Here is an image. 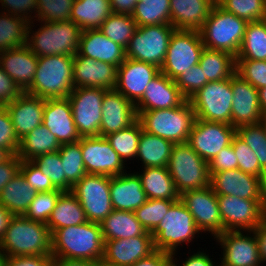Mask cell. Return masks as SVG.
I'll list each match as a JSON object with an SVG mask.
<instances>
[{
    "label": "cell",
    "mask_w": 266,
    "mask_h": 266,
    "mask_svg": "<svg viewBox=\"0 0 266 266\" xmlns=\"http://www.w3.org/2000/svg\"><path fill=\"white\" fill-rule=\"evenodd\" d=\"M52 234L43 222L24 215L13 216L0 241V255L4 257L51 255Z\"/></svg>",
    "instance_id": "obj_1"
},
{
    "label": "cell",
    "mask_w": 266,
    "mask_h": 266,
    "mask_svg": "<svg viewBox=\"0 0 266 266\" xmlns=\"http://www.w3.org/2000/svg\"><path fill=\"white\" fill-rule=\"evenodd\" d=\"M52 257L96 261L103 257L104 239L99 223L87 221L52 233Z\"/></svg>",
    "instance_id": "obj_2"
},
{
    "label": "cell",
    "mask_w": 266,
    "mask_h": 266,
    "mask_svg": "<svg viewBox=\"0 0 266 266\" xmlns=\"http://www.w3.org/2000/svg\"><path fill=\"white\" fill-rule=\"evenodd\" d=\"M38 22L41 25L36 31L32 30L33 21L29 22L27 29V46L37 57L78 53L83 30L72 20Z\"/></svg>",
    "instance_id": "obj_3"
},
{
    "label": "cell",
    "mask_w": 266,
    "mask_h": 266,
    "mask_svg": "<svg viewBox=\"0 0 266 266\" xmlns=\"http://www.w3.org/2000/svg\"><path fill=\"white\" fill-rule=\"evenodd\" d=\"M74 56L38 57L35 76L26 93L43 99L68 98L73 91Z\"/></svg>",
    "instance_id": "obj_4"
},
{
    "label": "cell",
    "mask_w": 266,
    "mask_h": 266,
    "mask_svg": "<svg viewBox=\"0 0 266 266\" xmlns=\"http://www.w3.org/2000/svg\"><path fill=\"white\" fill-rule=\"evenodd\" d=\"M136 112L145 132L167 139L174 144L188 142L196 119L189 100L174 108Z\"/></svg>",
    "instance_id": "obj_5"
},
{
    "label": "cell",
    "mask_w": 266,
    "mask_h": 266,
    "mask_svg": "<svg viewBox=\"0 0 266 266\" xmlns=\"http://www.w3.org/2000/svg\"><path fill=\"white\" fill-rule=\"evenodd\" d=\"M247 23L219 4L213 5L200 30L204 47L229 53L236 58Z\"/></svg>",
    "instance_id": "obj_6"
},
{
    "label": "cell",
    "mask_w": 266,
    "mask_h": 266,
    "mask_svg": "<svg viewBox=\"0 0 266 266\" xmlns=\"http://www.w3.org/2000/svg\"><path fill=\"white\" fill-rule=\"evenodd\" d=\"M196 234H200V231L192 214L180 199L169 207L157 228L151 233L155 250L169 254H178V246L192 242Z\"/></svg>",
    "instance_id": "obj_7"
},
{
    "label": "cell",
    "mask_w": 266,
    "mask_h": 266,
    "mask_svg": "<svg viewBox=\"0 0 266 266\" xmlns=\"http://www.w3.org/2000/svg\"><path fill=\"white\" fill-rule=\"evenodd\" d=\"M167 170L180 195L210 185L209 162L201 158L187 142L173 145Z\"/></svg>",
    "instance_id": "obj_8"
},
{
    "label": "cell",
    "mask_w": 266,
    "mask_h": 266,
    "mask_svg": "<svg viewBox=\"0 0 266 266\" xmlns=\"http://www.w3.org/2000/svg\"><path fill=\"white\" fill-rule=\"evenodd\" d=\"M171 24L137 26L128 46L126 58L156 65L164 64L171 35Z\"/></svg>",
    "instance_id": "obj_9"
},
{
    "label": "cell",
    "mask_w": 266,
    "mask_h": 266,
    "mask_svg": "<svg viewBox=\"0 0 266 266\" xmlns=\"http://www.w3.org/2000/svg\"><path fill=\"white\" fill-rule=\"evenodd\" d=\"M189 101L196 119L231 125V78L206 83Z\"/></svg>",
    "instance_id": "obj_10"
},
{
    "label": "cell",
    "mask_w": 266,
    "mask_h": 266,
    "mask_svg": "<svg viewBox=\"0 0 266 266\" xmlns=\"http://www.w3.org/2000/svg\"><path fill=\"white\" fill-rule=\"evenodd\" d=\"M204 48L200 31L175 30L171 35L166 58L160 71L175 80L199 64Z\"/></svg>",
    "instance_id": "obj_11"
},
{
    "label": "cell",
    "mask_w": 266,
    "mask_h": 266,
    "mask_svg": "<svg viewBox=\"0 0 266 266\" xmlns=\"http://www.w3.org/2000/svg\"><path fill=\"white\" fill-rule=\"evenodd\" d=\"M225 231H253L266 218V199L217 195Z\"/></svg>",
    "instance_id": "obj_12"
},
{
    "label": "cell",
    "mask_w": 266,
    "mask_h": 266,
    "mask_svg": "<svg viewBox=\"0 0 266 266\" xmlns=\"http://www.w3.org/2000/svg\"><path fill=\"white\" fill-rule=\"evenodd\" d=\"M80 202L87 221L99 223L114 209L110 195V176L86 174L71 189Z\"/></svg>",
    "instance_id": "obj_13"
},
{
    "label": "cell",
    "mask_w": 266,
    "mask_h": 266,
    "mask_svg": "<svg viewBox=\"0 0 266 266\" xmlns=\"http://www.w3.org/2000/svg\"><path fill=\"white\" fill-rule=\"evenodd\" d=\"M106 91L102 88L75 87L68 95L74 123L81 137L99 136L102 101Z\"/></svg>",
    "instance_id": "obj_14"
},
{
    "label": "cell",
    "mask_w": 266,
    "mask_h": 266,
    "mask_svg": "<svg viewBox=\"0 0 266 266\" xmlns=\"http://www.w3.org/2000/svg\"><path fill=\"white\" fill-rule=\"evenodd\" d=\"M180 200L192 214L198 230L211 233L216 238L225 232L219 211L217 195L211 186L188 190L180 195Z\"/></svg>",
    "instance_id": "obj_15"
},
{
    "label": "cell",
    "mask_w": 266,
    "mask_h": 266,
    "mask_svg": "<svg viewBox=\"0 0 266 266\" xmlns=\"http://www.w3.org/2000/svg\"><path fill=\"white\" fill-rule=\"evenodd\" d=\"M236 128L221 122L195 119L188 144L205 161L210 162L223 148L231 145Z\"/></svg>",
    "instance_id": "obj_16"
},
{
    "label": "cell",
    "mask_w": 266,
    "mask_h": 266,
    "mask_svg": "<svg viewBox=\"0 0 266 266\" xmlns=\"http://www.w3.org/2000/svg\"><path fill=\"white\" fill-rule=\"evenodd\" d=\"M81 152L88 174L117 176L127 172L120 156L104 136L81 137Z\"/></svg>",
    "instance_id": "obj_17"
},
{
    "label": "cell",
    "mask_w": 266,
    "mask_h": 266,
    "mask_svg": "<svg viewBox=\"0 0 266 266\" xmlns=\"http://www.w3.org/2000/svg\"><path fill=\"white\" fill-rule=\"evenodd\" d=\"M244 232L225 231L214 238L223 250L219 266H262L254 232Z\"/></svg>",
    "instance_id": "obj_18"
},
{
    "label": "cell",
    "mask_w": 266,
    "mask_h": 266,
    "mask_svg": "<svg viewBox=\"0 0 266 266\" xmlns=\"http://www.w3.org/2000/svg\"><path fill=\"white\" fill-rule=\"evenodd\" d=\"M210 186L216 195H232L242 199H266V182L238 168L212 174Z\"/></svg>",
    "instance_id": "obj_19"
},
{
    "label": "cell",
    "mask_w": 266,
    "mask_h": 266,
    "mask_svg": "<svg viewBox=\"0 0 266 266\" xmlns=\"http://www.w3.org/2000/svg\"><path fill=\"white\" fill-rule=\"evenodd\" d=\"M160 72L156 65L126 58L117 69L116 91L134 105L142 98L149 82Z\"/></svg>",
    "instance_id": "obj_20"
},
{
    "label": "cell",
    "mask_w": 266,
    "mask_h": 266,
    "mask_svg": "<svg viewBox=\"0 0 266 266\" xmlns=\"http://www.w3.org/2000/svg\"><path fill=\"white\" fill-rule=\"evenodd\" d=\"M233 92L231 125L235 128L258 124L262 118L258 89L238 74L231 77Z\"/></svg>",
    "instance_id": "obj_21"
},
{
    "label": "cell",
    "mask_w": 266,
    "mask_h": 266,
    "mask_svg": "<svg viewBox=\"0 0 266 266\" xmlns=\"http://www.w3.org/2000/svg\"><path fill=\"white\" fill-rule=\"evenodd\" d=\"M117 66L90 57L74 55V87H93L113 90L117 82Z\"/></svg>",
    "instance_id": "obj_22"
},
{
    "label": "cell",
    "mask_w": 266,
    "mask_h": 266,
    "mask_svg": "<svg viewBox=\"0 0 266 266\" xmlns=\"http://www.w3.org/2000/svg\"><path fill=\"white\" fill-rule=\"evenodd\" d=\"M155 251L150 232L141 236L104 241L103 259L117 266H132Z\"/></svg>",
    "instance_id": "obj_23"
},
{
    "label": "cell",
    "mask_w": 266,
    "mask_h": 266,
    "mask_svg": "<svg viewBox=\"0 0 266 266\" xmlns=\"http://www.w3.org/2000/svg\"><path fill=\"white\" fill-rule=\"evenodd\" d=\"M138 119L135 105L120 92L107 90L102 101V119L99 136L116 133Z\"/></svg>",
    "instance_id": "obj_24"
},
{
    "label": "cell",
    "mask_w": 266,
    "mask_h": 266,
    "mask_svg": "<svg viewBox=\"0 0 266 266\" xmlns=\"http://www.w3.org/2000/svg\"><path fill=\"white\" fill-rule=\"evenodd\" d=\"M42 125L48 128L60 145L78 142L81 138L68 98L45 99Z\"/></svg>",
    "instance_id": "obj_25"
},
{
    "label": "cell",
    "mask_w": 266,
    "mask_h": 266,
    "mask_svg": "<svg viewBox=\"0 0 266 266\" xmlns=\"http://www.w3.org/2000/svg\"><path fill=\"white\" fill-rule=\"evenodd\" d=\"M187 99L176 85L161 71L149 82L142 98L135 104L136 111L168 109L182 105Z\"/></svg>",
    "instance_id": "obj_26"
},
{
    "label": "cell",
    "mask_w": 266,
    "mask_h": 266,
    "mask_svg": "<svg viewBox=\"0 0 266 266\" xmlns=\"http://www.w3.org/2000/svg\"><path fill=\"white\" fill-rule=\"evenodd\" d=\"M19 140L43 122L45 99L22 92L5 106Z\"/></svg>",
    "instance_id": "obj_27"
},
{
    "label": "cell",
    "mask_w": 266,
    "mask_h": 266,
    "mask_svg": "<svg viewBox=\"0 0 266 266\" xmlns=\"http://www.w3.org/2000/svg\"><path fill=\"white\" fill-rule=\"evenodd\" d=\"M38 57L27 45L0 52V65L17 86L26 92L32 85Z\"/></svg>",
    "instance_id": "obj_28"
},
{
    "label": "cell",
    "mask_w": 266,
    "mask_h": 266,
    "mask_svg": "<svg viewBox=\"0 0 266 266\" xmlns=\"http://www.w3.org/2000/svg\"><path fill=\"white\" fill-rule=\"evenodd\" d=\"M78 53L117 67L126 59V49L106 37L99 29L82 31Z\"/></svg>",
    "instance_id": "obj_29"
},
{
    "label": "cell",
    "mask_w": 266,
    "mask_h": 266,
    "mask_svg": "<svg viewBox=\"0 0 266 266\" xmlns=\"http://www.w3.org/2000/svg\"><path fill=\"white\" fill-rule=\"evenodd\" d=\"M110 195L114 210L134 212L147 201L141 179L136 172L110 177Z\"/></svg>",
    "instance_id": "obj_30"
},
{
    "label": "cell",
    "mask_w": 266,
    "mask_h": 266,
    "mask_svg": "<svg viewBox=\"0 0 266 266\" xmlns=\"http://www.w3.org/2000/svg\"><path fill=\"white\" fill-rule=\"evenodd\" d=\"M212 6L209 0H170L171 25L176 30L200 31Z\"/></svg>",
    "instance_id": "obj_31"
},
{
    "label": "cell",
    "mask_w": 266,
    "mask_h": 266,
    "mask_svg": "<svg viewBox=\"0 0 266 266\" xmlns=\"http://www.w3.org/2000/svg\"><path fill=\"white\" fill-rule=\"evenodd\" d=\"M136 173L141 179L147 199L170 201L180 199L167 167H145L141 173Z\"/></svg>",
    "instance_id": "obj_32"
},
{
    "label": "cell",
    "mask_w": 266,
    "mask_h": 266,
    "mask_svg": "<svg viewBox=\"0 0 266 266\" xmlns=\"http://www.w3.org/2000/svg\"><path fill=\"white\" fill-rule=\"evenodd\" d=\"M100 227L104 241L141 236L146 232L135 213L124 210H113L100 222Z\"/></svg>",
    "instance_id": "obj_33"
},
{
    "label": "cell",
    "mask_w": 266,
    "mask_h": 266,
    "mask_svg": "<svg viewBox=\"0 0 266 266\" xmlns=\"http://www.w3.org/2000/svg\"><path fill=\"white\" fill-rule=\"evenodd\" d=\"M37 192L19 171L0 192V204L13 216L24 215Z\"/></svg>",
    "instance_id": "obj_34"
},
{
    "label": "cell",
    "mask_w": 266,
    "mask_h": 266,
    "mask_svg": "<svg viewBox=\"0 0 266 266\" xmlns=\"http://www.w3.org/2000/svg\"><path fill=\"white\" fill-rule=\"evenodd\" d=\"M87 222L85 212L77 197L71 192H63L52 210L47 226L51 234L61 228Z\"/></svg>",
    "instance_id": "obj_35"
},
{
    "label": "cell",
    "mask_w": 266,
    "mask_h": 266,
    "mask_svg": "<svg viewBox=\"0 0 266 266\" xmlns=\"http://www.w3.org/2000/svg\"><path fill=\"white\" fill-rule=\"evenodd\" d=\"M174 143L142 130L136 159L145 167H167Z\"/></svg>",
    "instance_id": "obj_36"
},
{
    "label": "cell",
    "mask_w": 266,
    "mask_h": 266,
    "mask_svg": "<svg viewBox=\"0 0 266 266\" xmlns=\"http://www.w3.org/2000/svg\"><path fill=\"white\" fill-rule=\"evenodd\" d=\"M112 13L110 0H74L70 20L82 30L98 29Z\"/></svg>",
    "instance_id": "obj_37"
},
{
    "label": "cell",
    "mask_w": 266,
    "mask_h": 266,
    "mask_svg": "<svg viewBox=\"0 0 266 266\" xmlns=\"http://www.w3.org/2000/svg\"><path fill=\"white\" fill-rule=\"evenodd\" d=\"M60 146L56 137L41 124L20 140L17 155L22 161H32L40 155L57 152Z\"/></svg>",
    "instance_id": "obj_38"
},
{
    "label": "cell",
    "mask_w": 266,
    "mask_h": 266,
    "mask_svg": "<svg viewBox=\"0 0 266 266\" xmlns=\"http://www.w3.org/2000/svg\"><path fill=\"white\" fill-rule=\"evenodd\" d=\"M199 65L208 82L231 78L236 70V58L226 52L204 47Z\"/></svg>",
    "instance_id": "obj_39"
},
{
    "label": "cell",
    "mask_w": 266,
    "mask_h": 266,
    "mask_svg": "<svg viewBox=\"0 0 266 266\" xmlns=\"http://www.w3.org/2000/svg\"><path fill=\"white\" fill-rule=\"evenodd\" d=\"M236 60L266 61V19L247 23Z\"/></svg>",
    "instance_id": "obj_40"
},
{
    "label": "cell",
    "mask_w": 266,
    "mask_h": 266,
    "mask_svg": "<svg viewBox=\"0 0 266 266\" xmlns=\"http://www.w3.org/2000/svg\"><path fill=\"white\" fill-rule=\"evenodd\" d=\"M28 24L23 17L0 12V52L27 45Z\"/></svg>",
    "instance_id": "obj_41"
},
{
    "label": "cell",
    "mask_w": 266,
    "mask_h": 266,
    "mask_svg": "<svg viewBox=\"0 0 266 266\" xmlns=\"http://www.w3.org/2000/svg\"><path fill=\"white\" fill-rule=\"evenodd\" d=\"M58 151L63 165V175L66 178V192H69L87 174L82 157L81 144L79 141L62 144Z\"/></svg>",
    "instance_id": "obj_42"
},
{
    "label": "cell",
    "mask_w": 266,
    "mask_h": 266,
    "mask_svg": "<svg viewBox=\"0 0 266 266\" xmlns=\"http://www.w3.org/2000/svg\"><path fill=\"white\" fill-rule=\"evenodd\" d=\"M137 26L171 24L170 0H143L131 14Z\"/></svg>",
    "instance_id": "obj_43"
},
{
    "label": "cell",
    "mask_w": 266,
    "mask_h": 266,
    "mask_svg": "<svg viewBox=\"0 0 266 266\" xmlns=\"http://www.w3.org/2000/svg\"><path fill=\"white\" fill-rule=\"evenodd\" d=\"M142 130L141 123L137 119L130 126L106 136L111 147L124 163L129 159L135 160Z\"/></svg>",
    "instance_id": "obj_44"
},
{
    "label": "cell",
    "mask_w": 266,
    "mask_h": 266,
    "mask_svg": "<svg viewBox=\"0 0 266 266\" xmlns=\"http://www.w3.org/2000/svg\"><path fill=\"white\" fill-rule=\"evenodd\" d=\"M136 28L137 24L131 15L112 13L98 29L106 37L126 49Z\"/></svg>",
    "instance_id": "obj_45"
},
{
    "label": "cell",
    "mask_w": 266,
    "mask_h": 266,
    "mask_svg": "<svg viewBox=\"0 0 266 266\" xmlns=\"http://www.w3.org/2000/svg\"><path fill=\"white\" fill-rule=\"evenodd\" d=\"M218 4L226 11L247 22L266 19V4L264 0H220Z\"/></svg>",
    "instance_id": "obj_46"
},
{
    "label": "cell",
    "mask_w": 266,
    "mask_h": 266,
    "mask_svg": "<svg viewBox=\"0 0 266 266\" xmlns=\"http://www.w3.org/2000/svg\"><path fill=\"white\" fill-rule=\"evenodd\" d=\"M174 202L170 200L147 199L134 213L143 228L147 232L152 233Z\"/></svg>",
    "instance_id": "obj_47"
},
{
    "label": "cell",
    "mask_w": 266,
    "mask_h": 266,
    "mask_svg": "<svg viewBox=\"0 0 266 266\" xmlns=\"http://www.w3.org/2000/svg\"><path fill=\"white\" fill-rule=\"evenodd\" d=\"M236 135L254 151L266 173V134L261 124L240 126L236 128Z\"/></svg>",
    "instance_id": "obj_48"
},
{
    "label": "cell",
    "mask_w": 266,
    "mask_h": 266,
    "mask_svg": "<svg viewBox=\"0 0 266 266\" xmlns=\"http://www.w3.org/2000/svg\"><path fill=\"white\" fill-rule=\"evenodd\" d=\"M62 193L63 191L59 189L49 192H37L24 216L29 220L47 224L52 210L55 208L56 202Z\"/></svg>",
    "instance_id": "obj_49"
},
{
    "label": "cell",
    "mask_w": 266,
    "mask_h": 266,
    "mask_svg": "<svg viewBox=\"0 0 266 266\" xmlns=\"http://www.w3.org/2000/svg\"><path fill=\"white\" fill-rule=\"evenodd\" d=\"M74 0H37V14L33 21L45 23L70 20Z\"/></svg>",
    "instance_id": "obj_50"
},
{
    "label": "cell",
    "mask_w": 266,
    "mask_h": 266,
    "mask_svg": "<svg viewBox=\"0 0 266 266\" xmlns=\"http://www.w3.org/2000/svg\"><path fill=\"white\" fill-rule=\"evenodd\" d=\"M43 174L50 178L52 185L66 192V178L59 151L38 156L32 160Z\"/></svg>",
    "instance_id": "obj_51"
},
{
    "label": "cell",
    "mask_w": 266,
    "mask_h": 266,
    "mask_svg": "<svg viewBox=\"0 0 266 266\" xmlns=\"http://www.w3.org/2000/svg\"><path fill=\"white\" fill-rule=\"evenodd\" d=\"M231 144L238 159V169L244 173L260 177L266 182V173L261 169L254 151L237 135L233 137Z\"/></svg>",
    "instance_id": "obj_52"
},
{
    "label": "cell",
    "mask_w": 266,
    "mask_h": 266,
    "mask_svg": "<svg viewBox=\"0 0 266 266\" xmlns=\"http://www.w3.org/2000/svg\"><path fill=\"white\" fill-rule=\"evenodd\" d=\"M235 73L257 89L266 87V61L236 60Z\"/></svg>",
    "instance_id": "obj_53"
},
{
    "label": "cell",
    "mask_w": 266,
    "mask_h": 266,
    "mask_svg": "<svg viewBox=\"0 0 266 266\" xmlns=\"http://www.w3.org/2000/svg\"><path fill=\"white\" fill-rule=\"evenodd\" d=\"M175 82L183 96L189 100L206 83H208V80L204 77L201 66L197 64L192 67V70L183 72L175 79Z\"/></svg>",
    "instance_id": "obj_54"
},
{
    "label": "cell",
    "mask_w": 266,
    "mask_h": 266,
    "mask_svg": "<svg viewBox=\"0 0 266 266\" xmlns=\"http://www.w3.org/2000/svg\"><path fill=\"white\" fill-rule=\"evenodd\" d=\"M20 172L25 177L29 186L36 192L57 190L52 185L50 178L43 174L33 161L23 160L20 165Z\"/></svg>",
    "instance_id": "obj_55"
},
{
    "label": "cell",
    "mask_w": 266,
    "mask_h": 266,
    "mask_svg": "<svg viewBox=\"0 0 266 266\" xmlns=\"http://www.w3.org/2000/svg\"><path fill=\"white\" fill-rule=\"evenodd\" d=\"M0 147L6 149L11 155L17 154L20 147V140L6 107H0Z\"/></svg>",
    "instance_id": "obj_56"
},
{
    "label": "cell",
    "mask_w": 266,
    "mask_h": 266,
    "mask_svg": "<svg viewBox=\"0 0 266 266\" xmlns=\"http://www.w3.org/2000/svg\"><path fill=\"white\" fill-rule=\"evenodd\" d=\"M0 3L5 13L23 17L28 22L36 18L37 0H0Z\"/></svg>",
    "instance_id": "obj_57"
},
{
    "label": "cell",
    "mask_w": 266,
    "mask_h": 266,
    "mask_svg": "<svg viewBox=\"0 0 266 266\" xmlns=\"http://www.w3.org/2000/svg\"><path fill=\"white\" fill-rule=\"evenodd\" d=\"M238 168V159L232 144L223 148L210 162V176L214 173Z\"/></svg>",
    "instance_id": "obj_58"
},
{
    "label": "cell",
    "mask_w": 266,
    "mask_h": 266,
    "mask_svg": "<svg viewBox=\"0 0 266 266\" xmlns=\"http://www.w3.org/2000/svg\"><path fill=\"white\" fill-rule=\"evenodd\" d=\"M22 93L0 65V107H5Z\"/></svg>",
    "instance_id": "obj_59"
},
{
    "label": "cell",
    "mask_w": 266,
    "mask_h": 266,
    "mask_svg": "<svg viewBox=\"0 0 266 266\" xmlns=\"http://www.w3.org/2000/svg\"><path fill=\"white\" fill-rule=\"evenodd\" d=\"M52 255L6 257V266H53Z\"/></svg>",
    "instance_id": "obj_60"
},
{
    "label": "cell",
    "mask_w": 266,
    "mask_h": 266,
    "mask_svg": "<svg viewBox=\"0 0 266 266\" xmlns=\"http://www.w3.org/2000/svg\"><path fill=\"white\" fill-rule=\"evenodd\" d=\"M21 162L22 160L17 154L12 155L4 162H0V192L19 173Z\"/></svg>",
    "instance_id": "obj_61"
},
{
    "label": "cell",
    "mask_w": 266,
    "mask_h": 266,
    "mask_svg": "<svg viewBox=\"0 0 266 266\" xmlns=\"http://www.w3.org/2000/svg\"><path fill=\"white\" fill-rule=\"evenodd\" d=\"M175 256H177L176 253L171 254V264L173 266H219L217 265L218 263L212 261V258H210L211 256H209V254H206L204 250L203 252L198 250L197 253H193L191 256H188L185 262L181 261L182 265L177 263L179 260L177 259V257L175 258Z\"/></svg>",
    "instance_id": "obj_62"
},
{
    "label": "cell",
    "mask_w": 266,
    "mask_h": 266,
    "mask_svg": "<svg viewBox=\"0 0 266 266\" xmlns=\"http://www.w3.org/2000/svg\"><path fill=\"white\" fill-rule=\"evenodd\" d=\"M171 264V254L155 250L149 256L142 258L132 266H169Z\"/></svg>",
    "instance_id": "obj_63"
},
{
    "label": "cell",
    "mask_w": 266,
    "mask_h": 266,
    "mask_svg": "<svg viewBox=\"0 0 266 266\" xmlns=\"http://www.w3.org/2000/svg\"><path fill=\"white\" fill-rule=\"evenodd\" d=\"M259 247L262 264L266 262V218L253 230Z\"/></svg>",
    "instance_id": "obj_64"
},
{
    "label": "cell",
    "mask_w": 266,
    "mask_h": 266,
    "mask_svg": "<svg viewBox=\"0 0 266 266\" xmlns=\"http://www.w3.org/2000/svg\"><path fill=\"white\" fill-rule=\"evenodd\" d=\"M136 4V0H110L112 12L115 14L131 15Z\"/></svg>",
    "instance_id": "obj_65"
},
{
    "label": "cell",
    "mask_w": 266,
    "mask_h": 266,
    "mask_svg": "<svg viewBox=\"0 0 266 266\" xmlns=\"http://www.w3.org/2000/svg\"><path fill=\"white\" fill-rule=\"evenodd\" d=\"M92 261L77 260V259H65L54 258L53 266H92Z\"/></svg>",
    "instance_id": "obj_66"
},
{
    "label": "cell",
    "mask_w": 266,
    "mask_h": 266,
    "mask_svg": "<svg viewBox=\"0 0 266 266\" xmlns=\"http://www.w3.org/2000/svg\"><path fill=\"white\" fill-rule=\"evenodd\" d=\"M13 215L0 204V241Z\"/></svg>",
    "instance_id": "obj_67"
},
{
    "label": "cell",
    "mask_w": 266,
    "mask_h": 266,
    "mask_svg": "<svg viewBox=\"0 0 266 266\" xmlns=\"http://www.w3.org/2000/svg\"><path fill=\"white\" fill-rule=\"evenodd\" d=\"M258 96L262 116H266V87L258 89Z\"/></svg>",
    "instance_id": "obj_68"
},
{
    "label": "cell",
    "mask_w": 266,
    "mask_h": 266,
    "mask_svg": "<svg viewBox=\"0 0 266 266\" xmlns=\"http://www.w3.org/2000/svg\"><path fill=\"white\" fill-rule=\"evenodd\" d=\"M92 266H117V265L107 262L106 260L101 258V259L94 261Z\"/></svg>",
    "instance_id": "obj_69"
},
{
    "label": "cell",
    "mask_w": 266,
    "mask_h": 266,
    "mask_svg": "<svg viewBox=\"0 0 266 266\" xmlns=\"http://www.w3.org/2000/svg\"><path fill=\"white\" fill-rule=\"evenodd\" d=\"M12 155L6 150L0 147V162H4L9 159Z\"/></svg>",
    "instance_id": "obj_70"
},
{
    "label": "cell",
    "mask_w": 266,
    "mask_h": 266,
    "mask_svg": "<svg viewBox=\"0 0 266 266\" xmlns=\"http://www.w3.org/2000/svg\"><path fill=\"white\" fill-rule=\"evenodd\" d=\"M261 126L263 127L265 134H266V116H262L260 122Z\"/></svg>",
    "instance_id": "obj_71"
},
{
    "label": "cell",
    "mask_w": 266,
    "mask_h": 266,
    "mask_svg": "<svg viewBox=\"0 0 266 266\" xmlns=\"http://www.w3.org/2000/svg\"><path fill=\"white\" fill-rule=\"evenodd\" d=\"M0 266H6V257L0 255Z\"/></svg>",
    "instance_id": "obj_72"
},
{
    "label": "cell",
    "mask_w": 266,
    "mask_h": 266,
    "mask_svg": "<svg viewBox=\"0 0 266 266\" xmlns=\"http://www.w3.org/2000/svg\"><path fill=\"white\" fill-rule=\"evenodd\" d=\"M220 0H214V5L218 4Z\"/></svg>",
    "instance_id": "obj_73"
}]
</instances>
